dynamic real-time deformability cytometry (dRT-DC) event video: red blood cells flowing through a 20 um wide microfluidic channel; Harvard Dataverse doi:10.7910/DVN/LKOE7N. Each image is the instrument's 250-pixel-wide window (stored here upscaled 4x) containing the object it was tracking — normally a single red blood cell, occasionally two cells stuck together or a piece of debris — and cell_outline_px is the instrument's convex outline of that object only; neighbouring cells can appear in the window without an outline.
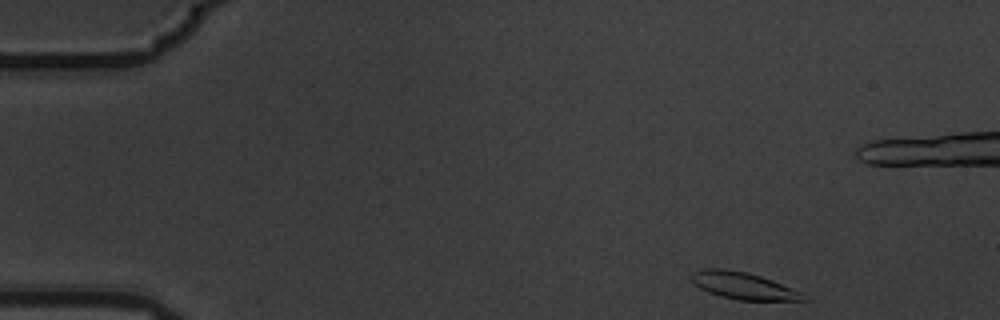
{"species": "common noctule bat (a hibernating species)", "species_latin": "Nyctalus noctula", "temperature_condition": "warm", "stored_images_in_passage": 6, "segment_of_instrument_passage": [1, 2], "camera_frame_rate_fps": 3000, "um_per_image_px": 0.085, "animal": {"sex": "male", "body_mass_g": 19.5, "forearm_length_mm": 54.6}, "frame": {"image": 1, "passage_image": 1, "time_ms": 0.0, "image_size_px": [1000, 320], "cell_outline_px": [[812, 300], [740, 300], [720, 296], [708, 292], [700, 288], [692, 280], [692, 272], [700, 268], [724, 268], [748, 272], [772, 280], [804, 292]], "centroid_in_image_um": [63.23, 24.28], "position_along_channel_um": 21.8, "area_um2": 17.8}}
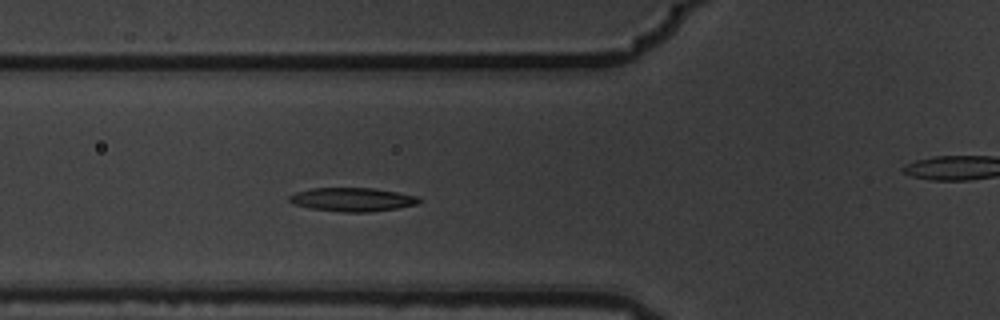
{"frame": {"image": 2, "passage_image": 5, "time_ms": 1.333, "image_size_px": [1000, 320], "cell_outline_px": [[420, 200], [416, 204], [396, 208], [368, 212], [344, 212], [312, 208], [292, 204], [288, 200], [288, 196], [296, 192], [312, 188], [372, 188], [420, 196]], "centroid_in_image_um": [29.93, 16.95], "position_along_channel_um": 95.9, "area_um2": 17.74}}